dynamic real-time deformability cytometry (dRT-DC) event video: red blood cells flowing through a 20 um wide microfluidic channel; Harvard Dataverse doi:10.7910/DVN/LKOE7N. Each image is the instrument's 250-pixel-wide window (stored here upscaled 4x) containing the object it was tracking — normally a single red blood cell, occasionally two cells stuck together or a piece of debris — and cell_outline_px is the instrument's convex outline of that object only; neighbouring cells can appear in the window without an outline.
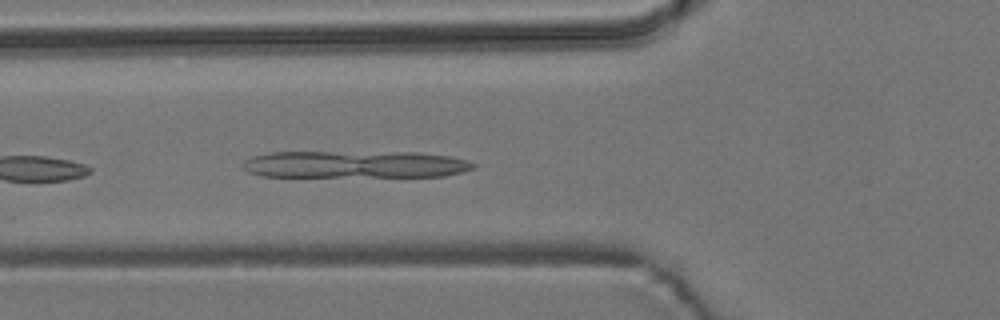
{"species": "common noctule bat (a hibernating species)", "species_latin": "Nyctalus noctula", "temperature_condition": "room temperature", "stored_images_in_passage": 5, "camera_frame_rate_fps": 3000, "um_per_image_px": 0.085, "animal": {"sex": "male", "body_mass_g": 19.2, "forearm_length_mm": 51.8}, "frame": {"image": 1, "passage_image": 5, "time_ms": 5.667, "image_size_px": [1000, 320], "cell_outline_px": [[476, 168], [464, 172], [444, 176], [260, 176], [248, 172], [240, 164], [244, 160], [252, 156], [272, 152], [416, 152], [452, 156], [468, 160], [476, 164]], "centroid_in_image_um": [30.21, 13.96], "position_along_channel_um": 95.6, "area_um2": 36.76}}